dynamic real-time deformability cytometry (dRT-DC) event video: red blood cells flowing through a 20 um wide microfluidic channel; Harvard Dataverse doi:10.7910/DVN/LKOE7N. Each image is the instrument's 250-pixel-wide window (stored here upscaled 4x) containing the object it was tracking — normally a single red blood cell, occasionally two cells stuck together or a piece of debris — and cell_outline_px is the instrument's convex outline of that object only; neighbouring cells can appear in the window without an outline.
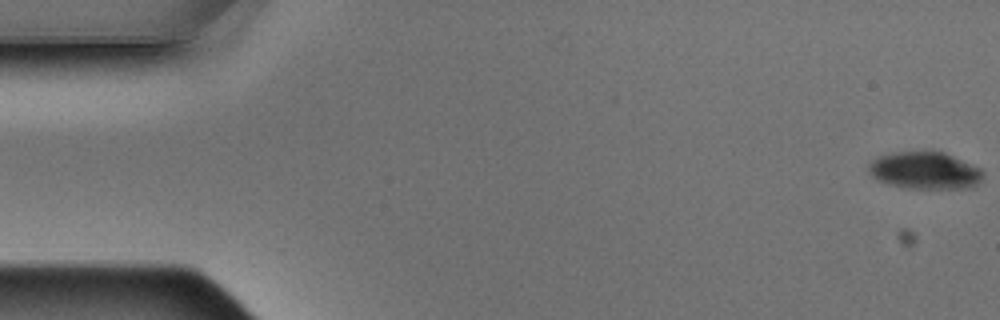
{"species": "Egyptian fruit bat (a non-hibernating species)", "species_latin": "Rousettus aegyptiacus", "temperature_condition": "warm", "stored_images_in_passage": 7, "camera_frame_rate_fps": 3000, "um_per_image_px": 0.085, "animal": {"sex": "male"}, "frame": {"image": 1, "passage_image": 1, "time_ms": 0.0, "image_size_px": [1000, 320], "cell_outline_px": [[984, 176], [972, 188], [912, 188], [888, 184], [876, 180], [868, 172], [868, 164], [876, 156], [896, 152], [932, 148], [944, 152], [972, 164], [980, 168], [984, 172]], "centroid_in_image_um": [78.59, 14.45], "position_along_channel_um": 6.4, "area_um2": 25.49}}
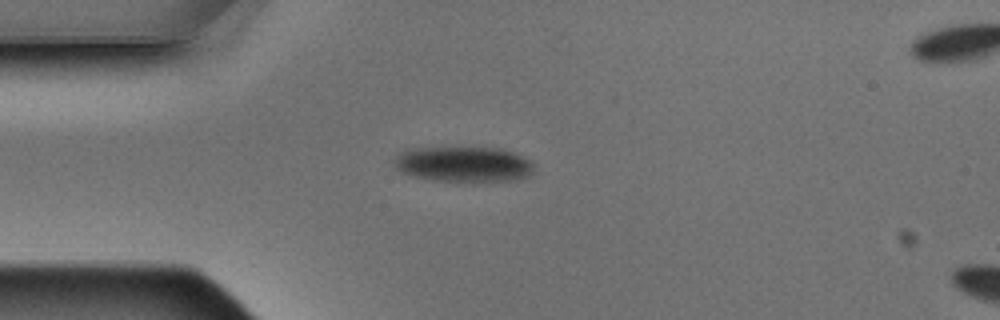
{"frame": {"image": 2, "passage_image": 5, "time_ms": 1.333, "image_size_px": [1000, 320], "cell_outline_px": [[536, 164], [532, 172], [528, 176], [512, 180], [472, 184], [432, 180], [412, 176], [400, 172], [392, 164], [392, 160], [396, 152], [404, 148], [500, 148], [516, 152]], "centroid_in_image_um": [39.36, 13.99], "position_along_channel_um": 45.6, "area_um2": 30.17}}
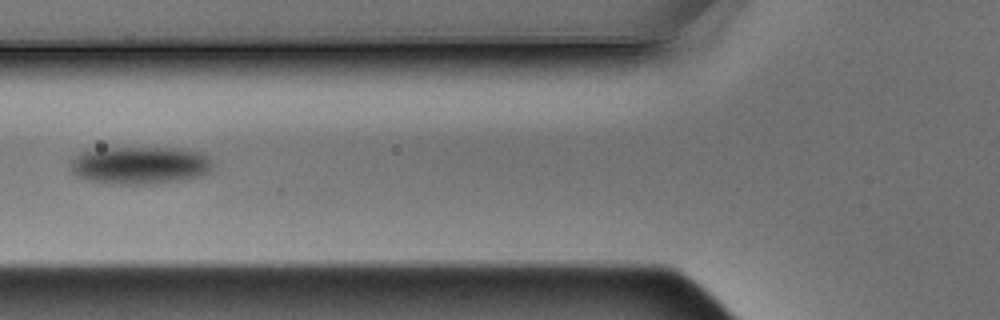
{"frame": {"image": 3, "passage_image": 7, "time_ms": 2.0, "image_size_px": [1000, 320], "cell_outline_px": [[212, 168], [208, 172], [200, 176], [180, 180], [148, 184], [116, 184], [88, 180], [72, 172], [68, 164], [68, 160], [80, 152], [100, 148], [180, 148], [200, 152], [208, 156], [212, 160]], "centroid_in_image_um": [11.86, 14.03], "position_along_channel_um": 113.9, "area_um2": 31.44}}